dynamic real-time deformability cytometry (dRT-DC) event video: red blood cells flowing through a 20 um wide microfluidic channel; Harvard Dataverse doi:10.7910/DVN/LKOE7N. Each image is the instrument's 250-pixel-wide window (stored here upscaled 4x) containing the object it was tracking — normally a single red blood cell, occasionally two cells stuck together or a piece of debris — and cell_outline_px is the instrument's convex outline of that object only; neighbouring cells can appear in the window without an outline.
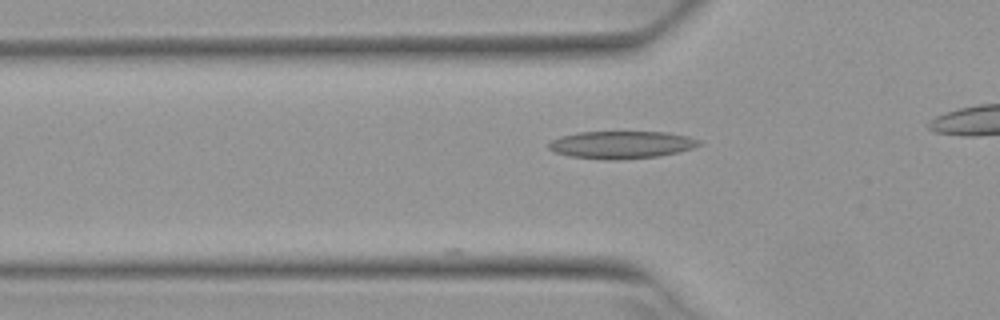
{"species": "Egyptian fruit bat (a non-hibernating species)", "species_latin": "Rousettus aegyptiacus", "temperature_condition": "warm", "stored_images_in_passage": 8, "camera_frame_rate_fps": 3000, "um_per_image_px": 0.085, "animal": {"sex": "female"}, "frame": {"image": 1, "passage_image": 6, "time_ms": 1.667, "image_size_px": [1000, 320], "cell_outline_px": [[704, 144], [680, 152], [656, 156], [616, 160], [608, 160], [568, 156], [552, 152], [548, 148], [548, 144], [552, 140], [560, 136], [580, 132], [668, 132], [688, 136], [700, 140]], "centroid_in_image_um": [52.82, 12.3], "position_along_channel_um": 73.0, "area_um2": 24.28}}